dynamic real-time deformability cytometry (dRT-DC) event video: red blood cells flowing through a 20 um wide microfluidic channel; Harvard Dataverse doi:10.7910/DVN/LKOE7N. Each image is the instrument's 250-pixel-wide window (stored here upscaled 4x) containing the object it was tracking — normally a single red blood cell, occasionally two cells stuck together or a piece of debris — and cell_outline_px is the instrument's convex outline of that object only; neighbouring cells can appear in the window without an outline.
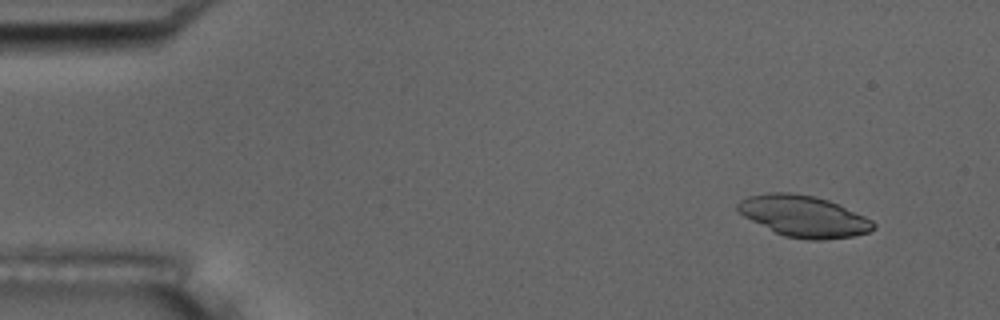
{"species": "common noctule bat (a hibernating species)", "species_latin": "Nyctalus noctula", "temperature_condition": "room temperature", "stored_images_in_passage": 54, "camera_frame_rate_fps": 3000, "um_per_image_px": 0.085, "animal": {"sex": "male", "body_mass_g": 17.5, "forearm_length_mm": 52.3}, "frame": {"image": 1, "passage_image": 5, "time_ms": 1.333, "image_size_px": [1000, 320], "cell_outline_px": [[876, 228], [868, 232], [856, 236], [824, 240], [808, 240], [784, 236], [744, 216], [736, 208], [736, 204], [740, 200], [748, 196], [768, 192], [788, 192], [816, 196], [828, 200], [864, 216], [872, 220], [876, 224]], "centroid_in_image_um": [68.33, 18.38], "position_along_channel_um": 16.7, "area_um2": 32.6}}